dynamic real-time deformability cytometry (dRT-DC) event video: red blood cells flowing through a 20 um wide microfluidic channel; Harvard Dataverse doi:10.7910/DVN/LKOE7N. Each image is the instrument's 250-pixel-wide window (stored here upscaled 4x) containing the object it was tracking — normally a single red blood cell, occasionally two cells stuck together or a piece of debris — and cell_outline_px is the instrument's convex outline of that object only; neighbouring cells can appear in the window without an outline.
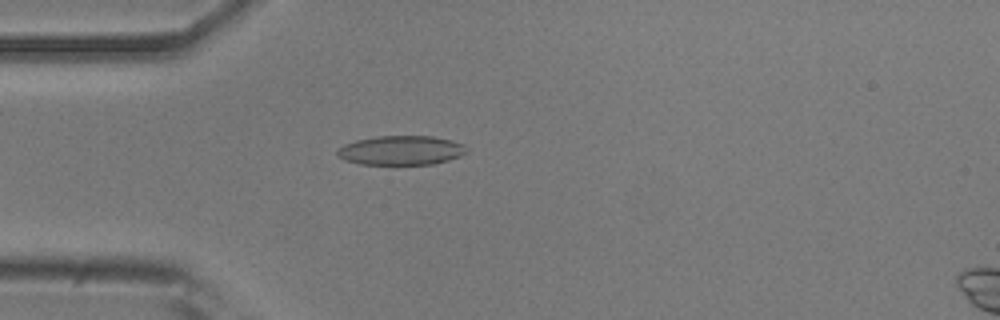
{"species": "common noctule bat (a hibernating species)", "species_latin": "Nyctalus noctula", "temperature_condition": "room temperature", "stored_images_in_passage": 16, "camera_frame_rate_fps": 3000, "um_per_image_px": 0.085, "animal": {"sex": "male", "body_mass_g": 20.5, "forearm_length_mm": 52.5}, "frame": {"image": 1, "passage_image": 4, "time_ms": 1.0, "image_size_px": [1000, 320], "cell_outline_px": [[468, 152], [460, 156], [448, 160], [432, 164], [360, 164], [344, 160], [336, 152], [344, 144], [356, 140], [376, 136], [432, 136], [452, 140], [464, 144]], "centroid_in_image_um": [34.12, 12.77], "position_along_channel_um": 50.9, "area_um2": 22.02}}
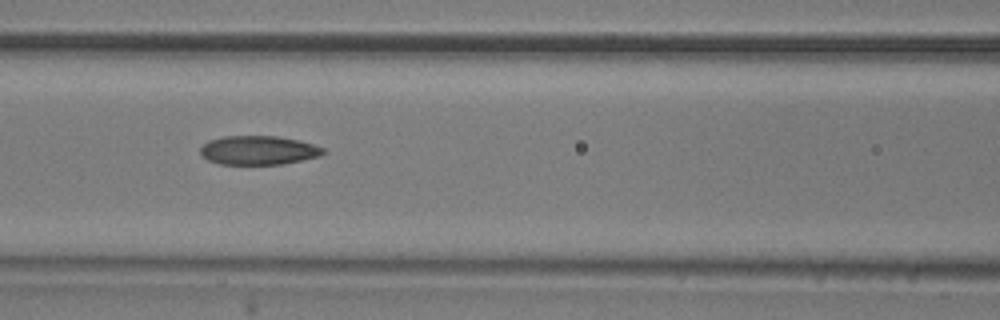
{"frame": {"image": 2, "passage_image": 12, "time_ms": 3.667, "image_size_px": [1000, 320], "cell_outline_px": [[328, 152], [320, 156], [280, 164], [220, 164], [208, 160], [200, 152], [200, 148], [208, 140], [224, 136], [276, 136], [300, 140], [324, 148]], "centroid_in_image_um": [21.98, 12.76], "position_along_channel_um": 144.6, "area_um2": 20.69}}
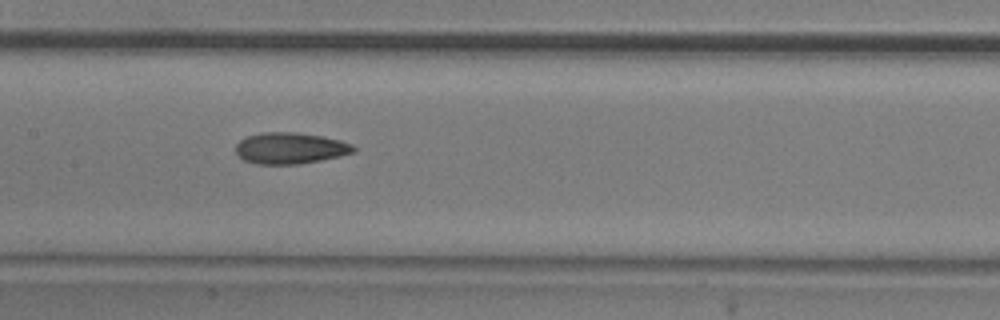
{"frame": {"image": 3, "passage_image": 15, "time_ms": 4.667, "image_size_px": [1000, 320], "cell_outline_px": [[356, 152], [340, 156], [300, 164], [256, 164], [244, 160], [236, 152], [236, 144], [240, 140], [248, 136], [264, 132], [296, 132], [324, 136], [340, 140], [352, 144], [356, 148]], "centroid_in_image_um": [24.7, 12.59], "position_along_channel_um": 182.7, "area_um2": 21.56}}